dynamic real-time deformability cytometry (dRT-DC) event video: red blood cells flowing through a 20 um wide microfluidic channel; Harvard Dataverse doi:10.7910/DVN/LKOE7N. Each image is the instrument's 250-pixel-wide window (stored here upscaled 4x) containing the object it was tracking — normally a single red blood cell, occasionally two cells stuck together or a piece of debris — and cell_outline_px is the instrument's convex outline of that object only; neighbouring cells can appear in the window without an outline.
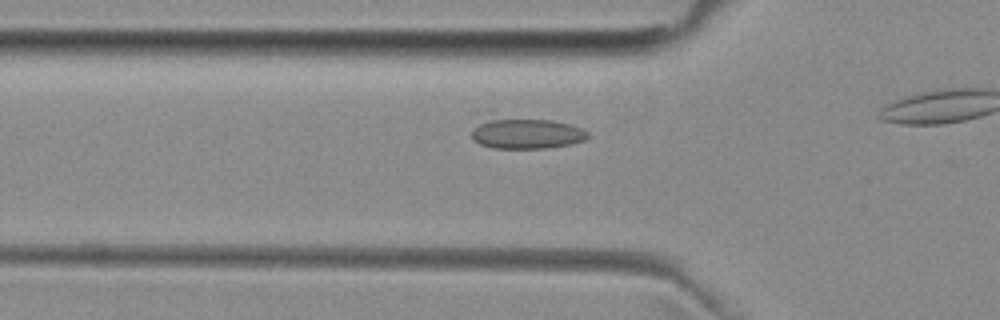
{"species": "common noctule bat (a hibernating species)", "species_latin": "Nyctalus noctula", "temperature_condition": "room temperature", "stored_images_in_passage": 12, "camera_frame_rate_fps": 3000, "um_per_image_px": 0.085, "animal": {"sex": "female", "body_mass_g": 29.2, "forearm_length_mm": 56.3}, "frame": {"image": 1, "passage_image": 7, "time_ms": 2.0, "image_size_px": [1000, 320], "cell_outline_px": [[588, 136], [584, 140], [572, 144], [544, 148], [492, 148], [480, 144], [472, 140], [472, 112], [488, 108], [552, 120], [568, 124], [580, 128], [588, 132]], "centroid_in_image_um": [44.34, 11.12], "position_along_channel_um": 81.5, "area_um2": 24.33}}
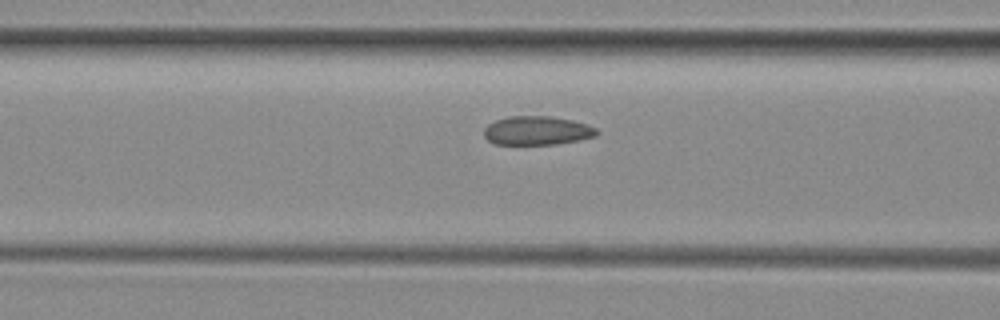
{"frame": {"image": 2, "passage_image": 10, "time_ms": 3.0, "image_size_px": [1000, 320], "cell_outline_px": [[600, 132], [596, 136], [556, 144], [496, 144], [488, 140], [484, 136], [484, 128], [488, 124], [496, 120], [508, 116], [552, 116], [572, 120], [588, 124], [596, 128]], "centroid_in_image_um": [45.66, 11.09], "position_along_channel_um": 120.9, "area_um2": 18.96}}